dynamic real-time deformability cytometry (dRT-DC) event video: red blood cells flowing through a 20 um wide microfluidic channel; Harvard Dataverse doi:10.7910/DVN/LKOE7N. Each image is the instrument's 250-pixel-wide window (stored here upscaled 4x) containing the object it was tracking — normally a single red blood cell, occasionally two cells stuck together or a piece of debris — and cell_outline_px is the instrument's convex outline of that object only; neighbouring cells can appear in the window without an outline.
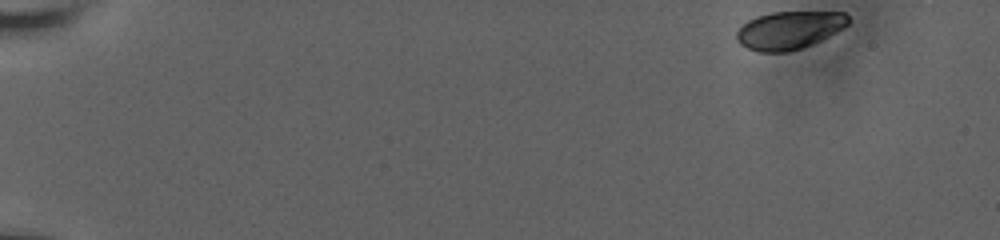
{"species": "human", "species_latin": "Homo sapiens", "temperature_condition": "room temperature", "stored_images_in_passage": 52, "camera_frame_rate_fps": 3000, "um_per_image_px": 0.085, "donor": {"sex": "male"}, "frame": {"image": 1, "passage_image": 1, "time_ms": 0.0, "image_size_px": [1000, 240], "cell_outline_px": [[848, 24], [828, 36], [812, 44], [788, 52], [760, 52], [748, 48], [740, 44], [736, 40], [736, 32], [748, 20], [756, 16], [772, 12], [844, 12], [848, 16]], "centroid_in_image_um": [67.05, 2.56], "position_along_channel_um": 18.0, "area_um2": 24.45}}
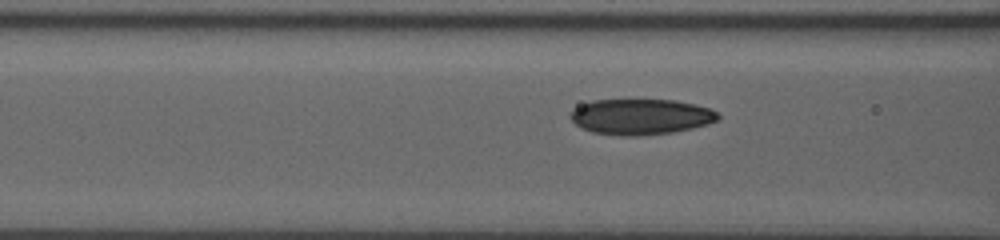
{"frame": {"image": 2, "passage_image": 22, "time_ms": 7.0, "image_size_px": [1000, 240], "cell_outline_px": [[720, 116], [716, 120], [708, 124], [692, 128], [672, 132], [640, 136], [624, 136], [592, 132], [580, 128], [568, 116], [572, 108], [580, 104], [592, 100], [676, 100], [708, 108], [716, 112]], "centroid_in_image_um": [54.4, 9.92], "position_along_channel_um": 112.2, "area_um2": 30.75}}
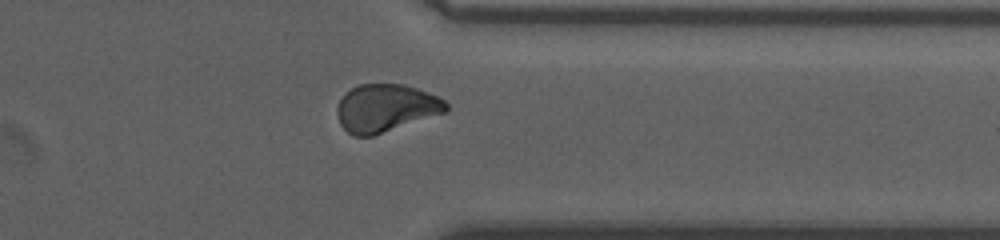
{"frame": {"image": 3, "passage_image": 44, "time_ms": 14.333, "image_size_px": [1000, 240], "cell_outline_px": [[448, 108], [444, 112], [372, 136], [352, 136], [340, 124], [336, 112], [336, 108], [340, 100], [352, 88], [360, 84], [404, 84], [428, 92], [444, 100], [448, 104]], "centroid_in_image_um": [32.76, 9.18], "position_along_channel_um": 378.6, "area_um2": 29.88}}